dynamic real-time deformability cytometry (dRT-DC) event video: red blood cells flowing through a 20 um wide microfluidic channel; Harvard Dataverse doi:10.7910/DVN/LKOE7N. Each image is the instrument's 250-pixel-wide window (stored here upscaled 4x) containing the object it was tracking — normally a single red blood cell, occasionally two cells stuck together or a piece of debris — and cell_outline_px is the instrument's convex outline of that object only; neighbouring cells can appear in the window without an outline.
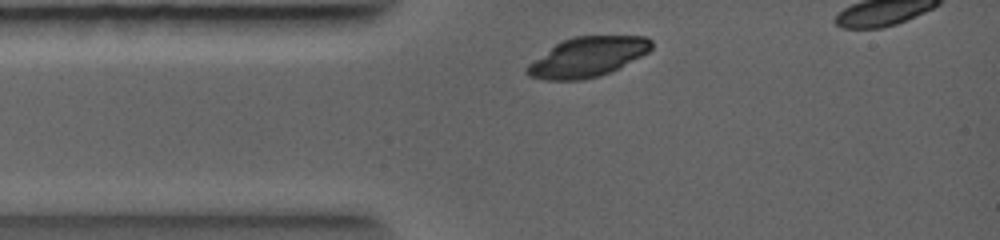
{"species": "common noctule bat (a hibernating species)", "species_latin": "Nyctalus noctula", "temperature_condition": "warm", "stored_images_in_passage": 2, "segment_of_instrument_passage": [1, 2], "camera_frame_rate_fps": 5000, "um_per_image_px": 0.085, "animal": {"sex": "female", "body_mass_g": 19.0, "forearm_length_mm": 56.7}, "frame": {"image": 1, "passage_image": 1, "time_ms": 0.0, "image_size_px": [1000, 240], "cell_outline_px": [[652, 48], [648, 52], [620, 68], [612, 72], [600, 76], [580, 80], [544, 80], [528, 76], [524, 72], [524, 68], [528, 64], [556, 44], [564, 40], [576, 36], [644, 36], [652, 40]], "centroid_in_image_um": [49.94, 4.86], "position_along_channel_um": 35.1, "area_um2": 28.84}}